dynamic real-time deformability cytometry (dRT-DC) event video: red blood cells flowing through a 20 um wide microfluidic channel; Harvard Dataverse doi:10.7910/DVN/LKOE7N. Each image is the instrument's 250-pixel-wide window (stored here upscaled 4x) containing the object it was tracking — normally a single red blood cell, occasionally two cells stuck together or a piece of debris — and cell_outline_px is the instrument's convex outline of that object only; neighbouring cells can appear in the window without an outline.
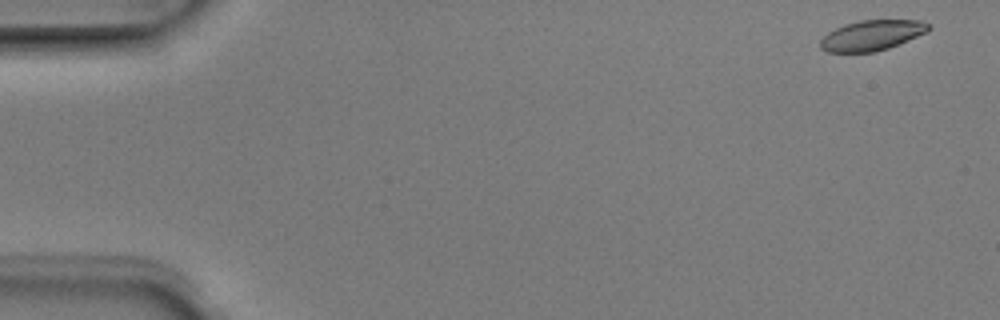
{"species": "Egyptian fruit bat (a non-hibernating species)", "species_latin": "Rousettus aegyptiacus", "temperature_condition": "room temperature", "stored_images_in_passage": 8, "camera_frame_rate_fps": 3000, "um_per_image_px": 0.085, "animal": {"sex": "male"}, "frame": {"image": 1, "passage_image": 1, "time_ms": 0.0, "image_size_px": [1000, 320], "cell_outline_px": [[932, 28], [928, 32], [888, 48], [872, 52], [828, 52], [820, 48], [820, 40], [828, 32], [844, 24], [860, 20], [920, 20], [928, 24]], "centroid_in_image_um": [74.11, 3.0], "position_along_channel_um": 10.9, "area_um2": 19.07}}
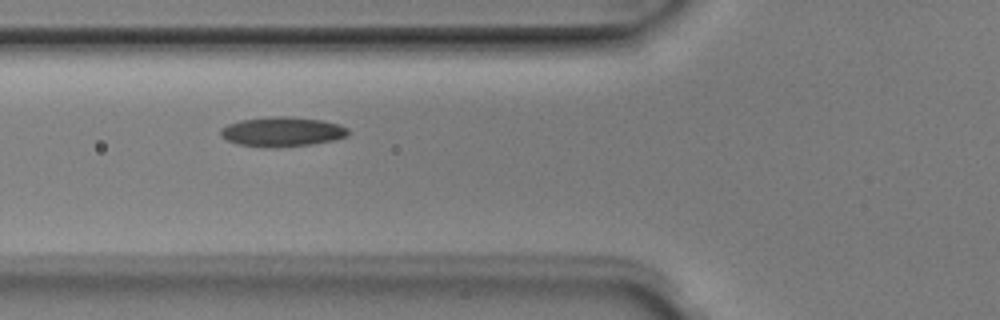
{"frame": {"image": 2, "passage_image": 6, "time_ms": 1.667, "image_size_px": [1000, 320], "cell_outline_px": [[348, 136], [336, 140], [312, 144], [276, 148], [268, 148], [240, 144], [228, 140], [220, 136], [220, 128], [228, 124], [240, 120], [272, 116], [288, 116], [320, 120], [340, 124], [348, 128]], "centroid_in_image_um": [24.0, 11.2], "position_along_channel_um": 101.8, "area_um2": 22.2}}
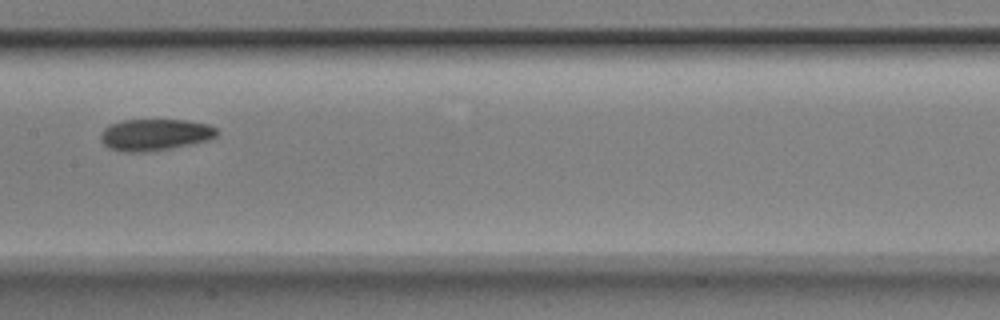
{"frame": {"image": 3, "passage_image": 8, "time_ms": 2.333, "image_size_px": [1000, 320], "cell_outline_px": [[220, 132], [216, 136], [208, 140], [192, 144], [172, 148], [144, 152], [120, 152], [108, 148], [100, 140], [100, 136], [104, 128], [112, 124], [124, 120], [184, 120], [208, 124], [216, 128]], "centroid_in_image_um": [13.17, 11.46], "position_along_channel_um": 194.2, "area_um2": 21.5}}